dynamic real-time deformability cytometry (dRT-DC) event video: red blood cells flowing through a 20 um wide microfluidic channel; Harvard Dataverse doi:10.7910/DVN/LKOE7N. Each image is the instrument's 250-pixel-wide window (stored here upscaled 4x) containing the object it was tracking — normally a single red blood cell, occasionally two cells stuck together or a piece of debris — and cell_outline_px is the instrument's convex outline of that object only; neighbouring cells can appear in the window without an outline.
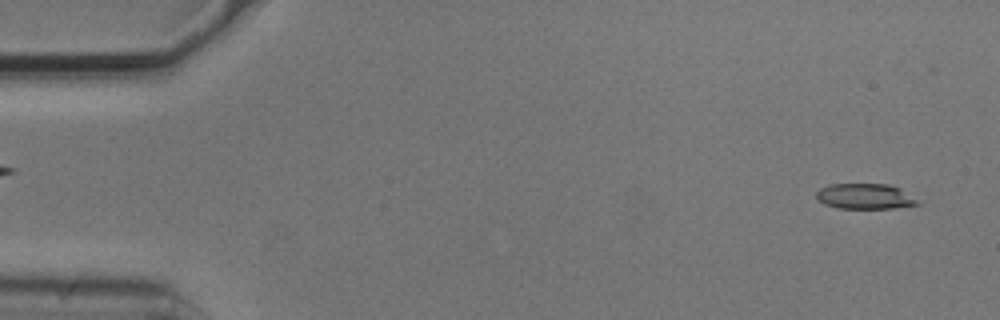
{"species": "common noctule bat (a hibernating species)", "species_latin": "Nyctalus noctula", "temperature_condition": "cold", "stored_images_in_passage": 3, "segment_of_instrument_passage": [2, 2], "camera_frame_rate_fps": 3000, "um_per_image_px": 0.085, "animal": {"sex": "male", "body_mass_g": 20.5, "forearm_length_mm": 52.5}, "frame": {"image": 1, "passage_image": 3, "time_ms": 0.667, "image_size_px": [1000, 320], "cell_outline_px": [[920, 204], [892, 208], [840, 208], [824, 204], [816, 196], [816, 192], [820, 188], [828, 184], [888, 184], [900, 188], [920, 200]], "centroid_in_image_um": [73.55, 16.68], "position_along_channel_um": 11.4, "area_um2": 15.03}}